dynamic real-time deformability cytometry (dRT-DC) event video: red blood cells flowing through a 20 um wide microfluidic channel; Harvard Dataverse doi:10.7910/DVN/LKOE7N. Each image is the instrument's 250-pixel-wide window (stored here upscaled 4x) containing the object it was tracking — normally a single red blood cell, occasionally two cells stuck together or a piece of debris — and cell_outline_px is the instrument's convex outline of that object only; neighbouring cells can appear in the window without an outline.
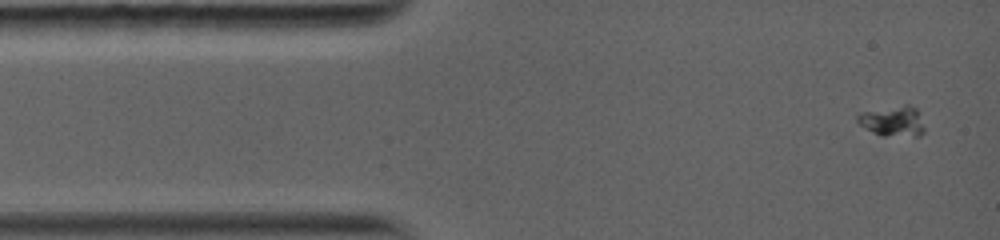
{"species": "common noctule bat (a hibernating species)", "species_latin": "Nyctalus noctula", "temperature_condition": "warm", "stored_images_in_passage": 6, "camera_frame_rate_fps": 5000, "um_per_image_px": 0.085, "animal": {"sex": "female", "body_mass_g": 19.0, "forearm_length_mm": 56.7}, "frame": {"image": 1, "passage_image": 1, "time_ms": 0.0, "image_size_px": [1000, 240], "cell_outline_px": [[924, 132], [920, 136], [880, 136], [872, 132], [860, 124], [856, 120], [856, 116], [860, 112], [904, 104], [908, 104], [916, 108], [924, 128]], "centroid_in_image_um": [75.87, 10.3], "position_along_channel_um": 9.1, "area_um2": 11.96}}
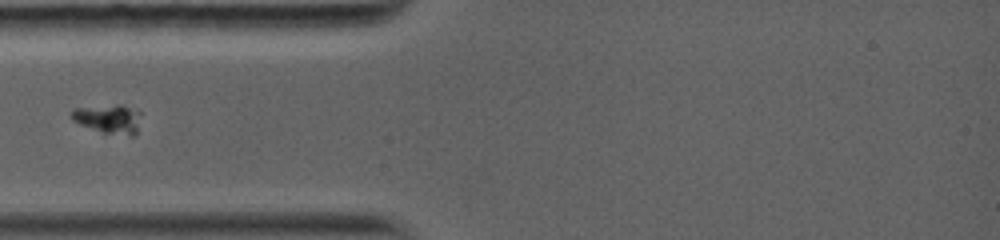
{"frame": {"image": 2, "passage_image": 4, "time_ms": 3.2, "image_size_px": [1000, 240], "cell_outline_px": [[140, 112], [136, 136], [132, 136], [104, 132], [80, 124], [72, 120], [72, 112], [76, 108], [116, 104], [120, 104]], "centroid_in_image_um": [9.25, 10.1], "position_along_channel_um": 75.8, "area_um2": 11.44}}
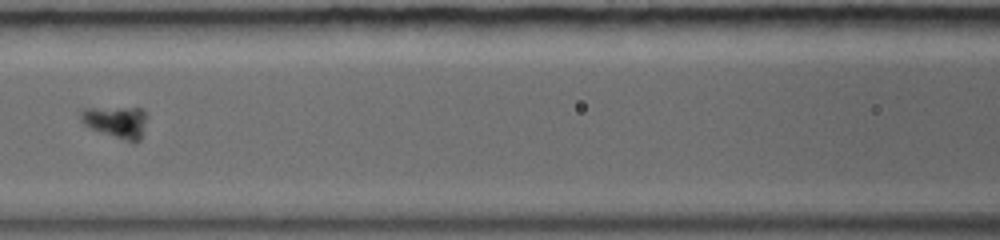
{"frame": {"image": 3, "passage_image": 6, "time_ms": 5.2, "image_size_px": [1000, 240], "cell_outline_px": [[148, 116], [140, 140], [132, 144], [92, 128], [84, 124], [80, 120], [80, 112], [84, 108], [140, 108]], "centroid_in_image_um": [9.9, 10.38], "position_along_channel_um": 156.7, "area_um2": 12.37}}